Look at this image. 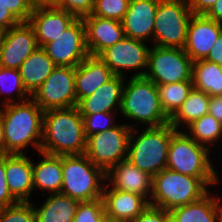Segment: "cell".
<instances>
[{
	"instance_id": "6da1fadb",
	"label": "cell",
	"mask_w": 222,
	"mask_h": 222,
	"mask_svg": "<svg viewBox=\"0 0 222 222\" xmlns=\"http://www.w3.org/2000/svg\"><path fill=\"white\" fill-rule=\"evenodd\" d=\"M0 112L8 154H27L29 148L34 155L41 151L44 111L31 98L3 105Z\"/></svg>"
},
{
	"instance_id": "7a4b0ae2",
	"label": "cell",
	"mask_w": 222,
	"mask_h": 222,
	"mask_svg": "<svg viewBox=\"0 0 222 222\" xmlns=\"http://www.w3.org/2000/svg\"><path fill=\"white\" fill-rule=\"evenodd\" d=\"M120 117L131 129L158 127L170 120L162 109L157 85L145 76L125 78Z\"/></svg>"
},
{
	"instance_id": "3957f363",
	"label": "cell",
	"mask_w": 222,
	"mask_h": 222,
	"mask_svg": "<svg viewBox=\"0 0 222 222\" xmlns=\"http://www.w3.org/2000/svg\"><path fill=\"white\" fill-rule=\"evenodd\" d=\"M85 149L83 119L77 106L44 111L41 152L81 155Z\"/></svg>"
},
{
	"instance_id": "277c9868",
	"label": "cell",
	"mask_w": 222,
	"mask_h": 222,
	"mask_svg": "<svg viewBox=\"0 0 222 222\" xmlns=\"http://www.w3.org/2000/svg\"><path fill=\"white\" fill-rule=\"evenodd\" d=\"M216 157L215 153L196 142L184 130H176L170 138L166 168L200 178L210 189H215L214 185L219 188L222 183L219 177L221 169L215 166L219 161H215Z\"/></svg>"
},
{
	"instance_id": "5b68a950",
	"label": "cell",
	"mask_w": 222,
	"mask_h": 222,
	"mask_svg": "<svg viewBox=\"0 0 222 222\" xmlns=\"http://www.w3.org/2000/svg\"><path fill=\"white\" fill-rule=\"evenodd\" d=\"M175 131L170 123L132 128L126 160L153 177L167 166L170 138Z\"/></svg>"
},
{
	"instance_id": "8992f818",
	"label": "cell",
	"mask_w": 222,
	"mask_h": 222,
	"mask_svg": "<svg viewBox=\"0 0 222 222\" xmlns=\"http://www.w3.org/2000/svg\"><path fill=\"white\" fill-rule=\"evenodd\" d=\"M210 190L200 178L165 168L152 177L149 205L171 211L200 200Z\"/></svg>"
},
{
	"instance_id": "52a82bcc",
	"label": "cell",
	"mask_w": 222,
	"mask_h": 222,
	"mask_svg": "<svg viewBox=\"0 0 222 222\" xmlns=\"http://www.w3.org/2000/svg\"><path fill=\"white\" fill-rule=\"evenodd\" d=\"M61 193L80 202L102 198L106 172L95 166L85 154L62 156Z\"/></svg>"
},
{
	"instance_id": "ba28073f",
	"label": "cell",
	"mask_w": 222,
	"mask_h": 222,
	"mask_svg": "<svg viewBox=\"0 0 222 222\" xmlns=\"http://www.w3.org/2000/svg\"><path fill=\"white\" fill-rule=\"evenodd\" d=\"M192 15L188 0H160L154 22L153 45L184 48Z\"/></svg>"
},
{
	"instance_id": "9c48e42d",
	"label": "cell",
	"mask_w": 222,
	"mask_h": 222,
	"mask_svg": "<svg viewBox=\"0 0 222 222\" xmlns=\"http://www.w3.org/2000/svg\"><path fill=\"white\" fill-rule=\"evenodd\" d=\"M130 134L131 128L121 121L111 129L88 136L84 154L107 173L127 159Z\"/></svg>"
},
{
	"instance_id": "30bf717a",
	"label": "cell",
	"mask_w": 222,
	"mask_h": 222,
	"mask_svg": "<svg viewBox=\"0 0 222 222\" xmlns=\"http://www.w3.org/2000/svg\"><path fill=\"white\" fill-rule=\"evenodd\" d=\"M192 64L184 48L151 45L145 77L156 85L192 81Z\"/></svg>"
},
{
	"instance_id": "8fae6325",
	"label": "cell",
	"mask_w": 222,
	"mask_h": 222,
	"mask_svg": "<svg viewBox=\"0 0 222 222\" xmlns=\"http://www.w3.org/2000/svg\"><path fill=\"white\" fill-rule=\"evenodd\" d=\"M150 47L146 42L124 37L105 49L98 57L114 75L124 78H128V74H131L130 77H142L147 70Z\"/></svg>"
},
{
	"instance_id": "7c38bea8",
	"label": "cell",
	"mask_w": 222,
	"mask_h": 222,
	"mask_svg": "<svg viewBox=\"0 0 222 222\" xmlns=\"http://www.w3.org/2000/svg\"><path fill=\"white\" fill-rule=\"evenodd\" d=\"M76 67L56 66L31 99L43 110L77 106Z\"/></svg>"
},
{
	"instance_id": "4fadbf2b",
	"label": "cell",
	"mask_w": 222,
	"mask_h": 222,
	"mask_svg": "<svg viewBox=\"0 0 222 222\" xmlns=\"http://www.w3.org/2000/svg\"><path fill=\"white\" fill-rule=\"evenodd\" d=\"M56 66L77 67L87 56L86 30L82 18H78L53 41L42 47Z\"/></svg>"
},
{
	"instance_id": "5bb4252c",
	"label": "cell",
	"mask_w": 222,
	"mask_h": 222,
	"mask_svg": "<svg viewBox=\"0 0 222 222\" xmlns=\"http://www.w3.org/2000/svg\"><path fill=\"white\" fill-rule=\"evenodd\" d=\"M39 47L29 22L3 31L0 42V66L19 70L21 64Z\"/></svg>"
},
{
	"instance_id": "9a60e30c",
	"label": "cell",
	"mask_w": 222,
	"mask_h": 222,
	"mask_svg": "<svg viewBox=\"0 0 222 222\" xmlns=\"http://www.w3.org/2000/svg\"><path fill=\"white\" fill-rule=\"evenodd\" d=\"M78 18L54 6H36L28 20L33 27L39 47L53 41Z\"/></svg>"
},
{
	"instance_id": "2e32d148",
	"label": "cell",
	"mask_w": 222,
	"mask_h": 222,
	"mask_svg": "<svg viewBox=\"0 0 222 222\" xmlns=\"http://www.w3.org/2000/svg\"><path fill=\"white\" fill-rule=\"evenodd\" d=\"M221 32L222 23L205 15L193 14L187 28L184 51L193 62L205 59Z\"/></svg>"
},
{
	"instance_id": "e0dca14e",
	"label": "cell",
	"mask_w": 222,
	"mask_h": 222,
	"mask_svg": "<svg viewBox=\"0 0 222 222\" xmlns=\"http://www.w3.org/2000/svg\"><path fill=\"white\" fill-rule=\"evenodd\" d=\"M160 0H130L122 26L125 37L153 45L156 10Z\"/></svg>"
},
{
	"instance_id": "ac0fdd59",
	"label": "cell",
	"mask_w": 222,
	"mask_h": 222,
	"mask_svg": "<svg viewBox=\"0 0 222 222\" xmlns=\"http://www.w3.org/2000/svg\"><path fill=\"white\" fill-rule=\"evenodd\" d=\"M5 155L6 182L12 196L19 201H32L33 186V155ZM31 199V200H30Z\"/></svg>"
},
{
	"instance_id": "d6986e66",
	"label": "cell",
	"mask_w": 222,
	"mask_h": 222,
	"mask_svg": "<svg viewBox=\"0 0 222 222\" xmlns=\"http://www.w3.org/2000/svg\"><path fill=\"white\" fill-rule=\"evenodd\" d=\"M82 19L86 30V45L92 56H99L105 49L125 37L121 21L92 14Z\"/></svg>"
},
{
	"instance_id": "ffe728a7",
	"label": "cell",
	"mask_w": 222,
	"mask_h": 222,
	"mask_svg": "<svg viewBox=\"0 0 222 222\" xmlns=\"http://www.w3.org/2000/svg\"><path fill=\"white\" fill-rule=\"evenodd\" d=\"M102 199L105 215L121 222H131L149 205L144 196L114 189L107 181Z\"/></svg>"
},
{
	"instance_id": "44dd1931",
	"label": "cell",
	"mask_w": 222,
	"mask_h": 222,
	"mask_svg": "<svg viewBox=\"0 0 222 222\" xmlns=\"http://www.w3.org/2000/svg\"><path fill=\"white\" fill-rule=\"evenodd\" d=\"M124 84V77L114 75L90 96L83 98L77 104L80 114L99 112H117L119 114Z\"/></svg>"
},
{
	"instance_id": "7402d4cb",
	"label": "cell",
	"mask_w": 222,
	"mask_h": 222,
	"mask_svg": "<svg viewBox=\"0 0 222 222\" xmlns=\"http://www.w3.org/2000/svg\"><path fill=\"white\" fill-rule=\"evenodd\" d=\"M107 182L117 190L135 193L150 200L152 176L131 164L120 161L106 173Z\"/></svg>"
},
{
	"instance_id": "603a6c76",
	"label": "cell",
	"mask_w": 222,
	"mask_h": 222,
	"mask_svg": "<svg viewBox=\"0 0 222 222\" xmlns=\"http://www.w3.org/2000/svg\"><path fill=\"white\" fill-rule=\"evenodd\" d=\"M113 76L111 69L98 56H87L76 67L75 91L77 104L83 98L90 96Z\"/></svg>"
},
{
	"instance_id": "cb8c5ba5",
	"label": "cell",
	"mask_w": 222,
	"mask_h": 222,
	"mask_svg": "<svg viewBox=\"0 0 222 222\" xmlns=\"http://www.w3.org/2000/svg\"><path fill=\"white\" fill-rule=\"evenodd\" d=\"M37 160H33L34 192L43 191L41 196L61 193L63 185L62 156L37 152Z\"/></svg>"
},
{
	"instance_id": "d4e9b609",
	"label": "cell",
	"mask_w": 222,
	"mask_h": 222,
	"mask_svg": "<svg viewBox=\"0 0 222 222\" xmlns=\"http://www.w3.org/2000/svg\"><path fill=\"white\" fill-rule=\"evenodd\" d=\"M43 197H45L44 202L39 205L36 200L35 202L32 200L36 222H73L80 201L63 193H53Z\"/></svg>"
},
{
	"instance_id": "484cf974",
	"label": "cell",
	"mask_w": 222,
	"mask_h": 222,
	"mask_svg": "<svg viewBox=\"0 0 222 222\" xmlns=\"http://www.w3.org/2000/svg\"><path fill=\"white\" fill-rule=\"evenodd\" d=\"M212 190L215 189L200 200L172 209L169 215L176 222H219L218 204L222 195Z\"/></svg>"
},
{
	"instance_id": "4316f807",
	"label": "cell",
	"mask_w": 222,
	"mask_h": 222,
	"mask_svg": "<svg viewBox=\"0 0 222 222\" xmlns=\"http://www.w3.org/2000/svg\"><path fill=\"white\" fill-rule=\"evenodd\" d=\"M56 67L42 47H38L19 68L23 85L31 96Z\"/></svg>"
},
{
	"instance_id": "83f0119b",
	"label": "cell",
	"mask_w": 222,
	"mask_h": 222,
	"mask_svg": "<svg viewBox=\"0 0 222 222\" xmlns=\"http://www.w3.org/2000/svg\"><path fill=\"white\" fill-rule=\"evenodd\" d=\"M184 131L196 142L219 155L222 149V124L207 113L189 124ZM219 149V150H218ZM218 154H217V152Z\"/></svg>"
},
{
	"instance_id": "f1b7e54d",
	"label": "cell",
	"mask_w": 222,
	"mask_h": 222,
	"mask_svg": "<svg viewBox=\"0 0 222 222\" xmlns=\"http://www.w3.org/2000/svg\"><path fill=\"white\" fill-rule=\"evenodd\" d=\"M209 100L208 94L193 88L169 123L176 130H184L193 121L208 113Z\"/></svg>"
},
{
	"instance_id": "f546056e",
	"label": "cell",
	"mask_w": 222,
	"mask_h": 222,
	"mask_svg": "<svg viewBox=\"0 0 222 222\" xmlns=\"http://www.w3.org/2000/svg\"><path fill=\"white\" fill-rule=\"evenodd\" d=\"M192 83L194 89L209 96L222 95V66L205 59L192 64Z\"/></svg>"
},
{
	"instance_id": "4dcf8cb0",
	"label": "cell",
	"mask_w": 222,
	"mask_h": 222,
	"mask_svg": "<svg viewBox=\"0 0 222 222\" xmlns=\"http://www.w3.org/2000/svg\"><path fill=\"white\" fill-rule=\"evenodd\" d=\"M0 98V107L31 98L23 85L19 70L0 66Z\"/></svg>"
},
{
	"instance_id": "1f68e13d",
	"label": "cell",
	"mask_w": 222,
	"mask_h": 222,
	"mask_svg": "<svg viewBox=\"0 0 222 222\" xmlns=\"http://www.w3.org/2000/svg\"><path fill=\"white\" fill-rule=\"evenodd\" d=\"M157 88L162 109L171 118L188 98L194 87L192 81H183L157 85Z\"/></svg>"
},
{
	"instance_id": "d6a6232c",
	"label": "cell",
	"mask_w": 222,
	"mask_h": 222,
	"mask_svg": "<svg viewBox=\"0 0 222 222\" xmlns=\"http://www.w3.org/2000/svg\"><path fill=\"white\" fill-rule=\"evenodd\" d=\"M81 116L86 138L90 135L111 129L119 123V121L116 122L119 120V114L117 112H99L94 114H81Z\"/></svg>"
},
{
	"instance_id": "836d02e7",
	"label": "cell",
	"mask_w": 222,
	"mask_h": 222,
	"mask_svg": "<svg viewBox=\"0 0 222 222\" xmlns=\"http://www.w3.org/2000/svg\"><path fill=\"white\" fill-rule=\"evenodd\" d=\"M0 222H36L32 201H19L0 208Z\"/></svg>"
},
{
	"instance_id": "e575fe53",
	"label": "cell",
	"mask_w": 222,
	"mask_h": 222,
	"mask_svg": "<svg viewBox=\"0 0 222 222\" xmlns=\"http://www.w3.org/2000/svg\"><path fill=\"white\" fill-rule=\"evenodd\" d=\"M130 0H95L92 15L122 21Z\"/></svg>"
},
{
	"instance_id": "d590c367",
	"label": "cell",
	"mask_w": 222,
	"mask_h": 222,
	"mask_svg": "<svg viewBox=\"0 0 222 222\" xmlns=\"http://www.w3.org/2000/svg\"><path fill=\"white\" fill-rule=\"evenodd\" d=\"M105 216L103 199L79 202L73 222H100Z\"/></svg>"
},
{
	"instance_id": "8d00e7d4",
	"label": "cell",
	"mask_w": 222,
	"mask_h": 222,
	"mask_svg": "<svg viewBox=\"0 0 222 222\" xmlns=\"http://www.w3.org/2000/svg\"><path fill=\"white\" fill-rule=\"evenodd\" d=\"M95 0H57L54 7L67 11L77 18L90 15L94 7Z\"/></svg>"
},
{
	"instance_id": "74e56055",
	"label": "cell",
	"mask_w": 222,
	"mask_h": 222,
	"mask_svg": "<svg viewBox=\"0 0 222 222\" xmlns=\"http://www.w3.org/2000/svg\"><path fill=\"white\" fill-rule=\"evenodd\" d=\"M0 4L9 9L20 22H28L34 8L29 0H0Z\"/></svg>"
},
{
	"instance_id": "f35d334b",
	"label": "cell",
	"mask_w": 222,
	"mask_h": 222,
	"mask_svg": "<svg viewBox=\"0 0 222 222\" xmlns=\"http://www.w3.org/2000/svg\"><path fill=\"white\" fill-rule=\"evenodd\" d=\"M6 182L5 156L0 157V208L17 203Z\"/></svg>"
},
{
	"instance_id": "ab89813d",
	"label": "cell",
	"mask_w": 222,
	"mask_h": 222,
	"mask_svg": "<svg viewBox=\"0 0 222 222\" xmlns=\"http://www.w3.org/2000/svg\"><path fill=\"white\" fill-rule=\"evenodd\" d=\"M169 211L148 205L147 208L131 222H164Z\"/></svg>"
},
{
	"instance_id": "60d3db41",
	"label": "cell",
	"mask_w": 222,
	"mask_h": 222,
	"mask_svg": "<svg viewBox=\"0 0 222 222\" xmlns=\"http://www.w3.org/2000/svg\"><path fill=\"white\" fill-rule=\"evenodd\" d=\"M19 23L20 21L13 15V13L0 4V29L6 31Z\"/></svg>"
},
{
	"instance_id": "b9f144b4",
	"label": "cell",
	"mask_w": 222,
	"mask_h": 222,
	"mask_svg": "<svg viewBox=\"0 0 222 222\" xmlns=\"http://www.w3.org/2000/svg\"><path fill=\"white\" fill-rule=\"evenodd\" d=\"M217 0H188L194 15H205Z\"/></svg>"
},
{
	"instance_id": "7bdbcfd3",
	"label": "cell",
	"mask_w": 222,
	"mask_h": 222,
	"mask_svg": "<svg viewBox=\"0 0 222 222\" xmlns=\"http://www.w3.org/2000/svg\"><path fill=\"white\" fill-rule=\"evenodd\" d=\"M205 60L222 66V32L218 36L213 47L210 49V52Z\"/></svg>"
},
{
	"instance_id": "ee69618b",
	"label": "cell",
	"mask_w": 222,
	"mask_h": 222,
	"mask_svg": "<svg viewBox=\"0 0 222 222\" xmlns=\"http://www.w3.org/2000/svg\"><path fill=\"white\" fill-rule=\"evenodd\" d=\"M208 113L222 124V95L210 96Z\"/></svg>"
},
{
	"instance_id": "f6af8a7d",
	"label": "cell",
	"mask_w": 222,
	"mask_h": 222,
	"mask_svg": "<svg viewBox=\"0 0 222 222\" xmlns=\"http://www.w3.org/2000/svg\"><path fill=\"white\" fill-rule=\"evenodd\" d=\"M205 16L216 22L222 23V0H217Z\"/></svg>"
},
{
	"instance_id": "bcb514c9",
	"label": "cell",
	"mask_w": 222,
	"mask_h": 222,
	"mask_svg": "<svg viewBox=\"0 0 222 222\" xmlns=\"http://www.w3.org/2000/svg\"><path fill=\"white\" fill-rule=\"evenodd\" d=\"M4 139V127L2 113L0 112V157L7 155Z\"/></svg>"
},
{
	"instance_id": "7dc6e473",
	"label": "cell",
	"mask_w": 222,
	"mask_h": 222,
	"mask_svg": "<svg viewBox=\"0 0 222 222\" xmlns=\"http://www.w3.org/2000/svg\"><path fill=\"white\" fill-rule=\"evenodd\" d=\"M29 2L33 5V7L54 6L56 4L57 0H29Z\"/></svg>"
},
{
	"instance_id": "c3c4849f",
	"label": "cell",
	"mask_w": 222,
	"mask_h": 222,
	"mask_svg": "<svg viewBox=\"0 0 222 222\" xmlns=\"http://www.w3.org/2000/svg\"><path fill=\"white\" fill-rule=\"evenodd\" d=\"M218 212H219V222H222V197H220L219 199Z\"/></svg>"
},
{
	"instance_id": "681fc988",
	"label": "cell",
	"mask_w": 222,
	"mask_h": 222,
	"mask_svg": "<svg viewBox=\"0 0 222 222\" xmlns=\"http://www.w3.org/2000/svg\"><path fill=\"white\" fill-rule=\"evenodd\" d=\"M100 222H121V221H118V220H116V219H114V218H111V217H108V216L105 215V216L101 219Z\"/></svg>"
},
{
	"instance_id": "f907efd6",
	"label": "cell",
	"mask_w": 222,
	"mask_h": 222,
	"mask_svg": "<svg viewBox=\"0 0 222 222\" xmlns=\"http://www.w3.org/2000/svg\"><path fill=\"white\" fill-rule=\"evenodd\" d=\"M164 222H176L170 215L164 220Z\"/></svg>"
},
{
	"instance_id": "816d5d0a",
	"label": "cell",
	"mask_w": 222,
	"mask_h": 222,
	"mask_svg": "<svg viewBox=\"0 0 222 222\" xmlns=\"http://www.w3.org/2000/svg\"><path fill=\"white\" fill-rule=\"evenodd\" d=\"M2 34H3V30L0 29V42H1Z\"/></svg>"
}]
</instances>
